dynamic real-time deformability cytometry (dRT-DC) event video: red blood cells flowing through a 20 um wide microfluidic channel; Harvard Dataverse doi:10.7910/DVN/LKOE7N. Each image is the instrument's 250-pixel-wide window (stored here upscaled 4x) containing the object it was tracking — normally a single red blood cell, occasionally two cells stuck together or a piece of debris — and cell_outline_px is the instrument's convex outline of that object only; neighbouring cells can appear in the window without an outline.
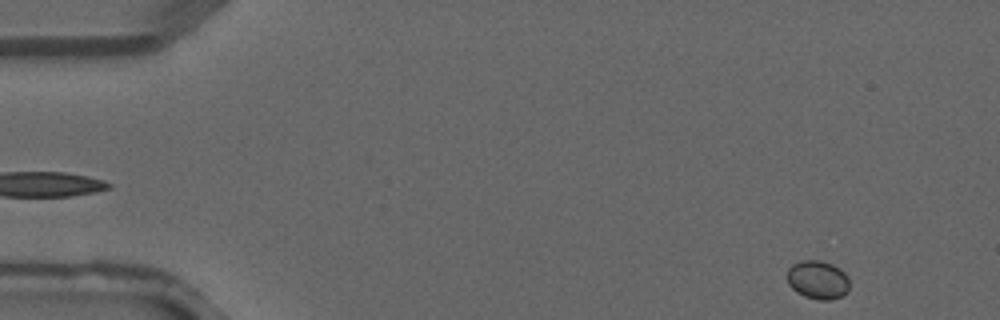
{"species": "common noctule bat (a hibernating species)", "species_latin": "Nyctalus noctula", "temperature_condition": "warm", "stored_images_in_passage": 3, "segment_of_instrument_passage": [2, 2], "camera_frame_rate_fps": 3000, "um_per_image_px": 0.085, "animal": {"sex": "male", "forearm_length_mm": 52.5}, "frame": {"image": 1, "passage_image": 3, "time_ms": 0.667, "image_size_px": [1000, 320], "cell_outline_px": [[848, 292], [832, 300], [820, 300], [804, 296], [796, 292], [788, 284], [784, 276], [788, 268], [792, 264], [800, 260], [820, 260], [832, 264], [840, 268], [848, 276]], "centroid_in_image_um": [69.47, 23.77], "position_along_channel_um": 15.5, "area_um2": 14.33}}